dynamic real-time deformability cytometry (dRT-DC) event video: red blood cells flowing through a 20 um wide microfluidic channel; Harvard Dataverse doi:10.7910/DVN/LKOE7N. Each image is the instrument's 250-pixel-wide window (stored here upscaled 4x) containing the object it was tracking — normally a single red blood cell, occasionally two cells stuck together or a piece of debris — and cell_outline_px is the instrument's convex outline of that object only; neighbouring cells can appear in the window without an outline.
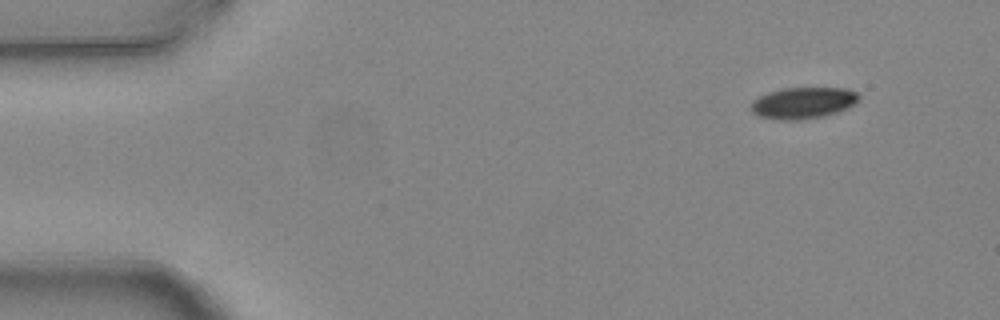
{"species": "common noctule bat (a hibernating species)", "species_latin": "Nyctalus noctula", "temperature_condition": "warm", "stored_images_in_passage": 4, "camera_frame_rate_fps": 3000, "um_per_image_px": 0.085, "animal": {"sex": "female", "body_mass_g": 24.6, "forearm_length_mm": 56.2}, "frame": {"image": 1, "passage_image": 1, "time_ms": 0.0, "image_size_px": [1000, 320], "cell_outline_px": [[860, 100], [856, 104], [848, 108], [824, 116], [796, 120], [780, 120], [760, 116], [752, 112], [752, 100], [768, 92], [780, 88], [848, 88], [856, 92], [860, 96]], "centroid_in_image_um": [68.3, 8.74], "position_along_channel_um": 16.7, "area_um2": 19.83}}
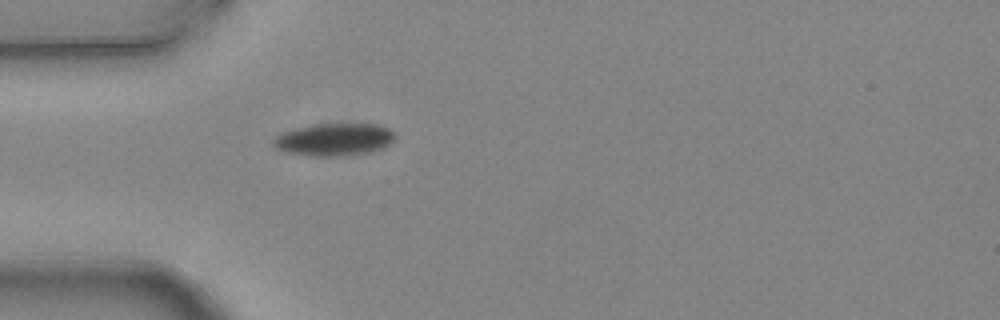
{"frame": {"image": 2, "passage_image": 4, "time_ms": 1.0, "image_size_px": [1000, 320], "cell_outline_px": [[396, 140], [384, 148], [368, 152], [344, 156], [316, 156], [284, 152], [276, 148], [272, 144], [272, 140], [280, 132], [296, 128], [316, 124], [372, 124], [392, 128], [396, 132]], "centroid_in_image_um": [28.44, 11.86], "position_along_channel_um": 56.6, "area_um2": 23.35}}